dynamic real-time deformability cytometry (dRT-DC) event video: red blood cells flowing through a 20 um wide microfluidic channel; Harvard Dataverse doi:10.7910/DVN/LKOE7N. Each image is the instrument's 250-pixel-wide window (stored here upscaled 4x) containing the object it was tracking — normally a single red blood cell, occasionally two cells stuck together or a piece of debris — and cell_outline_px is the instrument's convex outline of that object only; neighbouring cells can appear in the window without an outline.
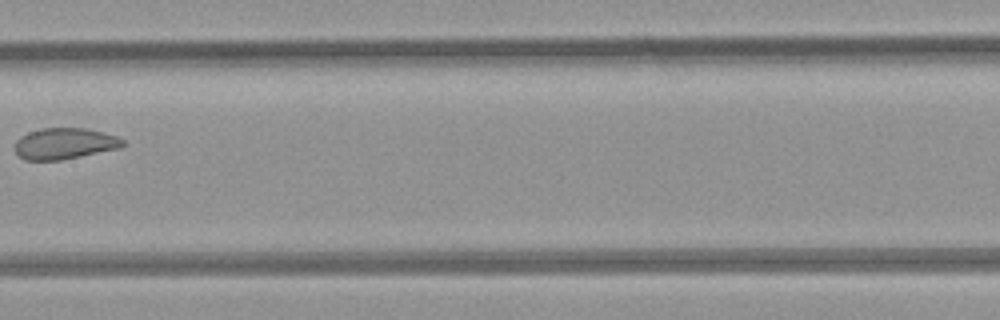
{"species": "common noctule bat (a hibernating species)", "species_latin": "Nyctalus noctula", "temperature_condition": "room temperature", "stored_images_in_passage": 7, "camera_frame_rate_fps": 3000, "um_per_image_px": 0.085, "animal": {"sex": "female", "body_mass_g": 21.9}, "frame": {"image": 1, "passage_image": 6, "time_ms": 7.0, "image_size_px": [1000, 320], "cell_outline_px": [[124, 144], [120, 148], [60, 160], [24, 160], [16, 152], [16, 140], [20, 136], [28, 132], [44, 128], [84, 128], [104, 132], [116, 136], [124, 140]], "centroid_in_image_um": [5.49, 12.2], "position_along_channel_um": 201.9, "area_um2": 19.48}}
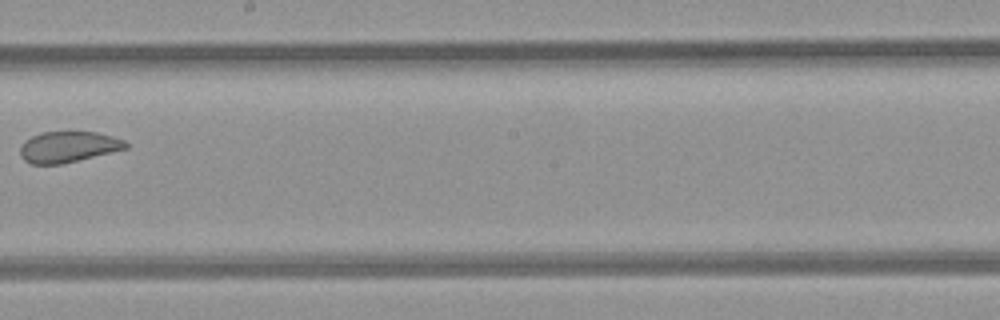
{"frame": {"image": 2, "passage_image": 7, "time_ms": 8.0, "image_size_px": [1000, 320], "cell_outline_px": [[128, 148], [60, 164], [32, 164], [24, 160], [20, 156], [20, 148], [24, 140], [40, 132], [96, 132], [112, 136], [124, 140], [128, 144]], "centroid_in_image_um": [5.77, 12.48], "position_along_channel_um": 242.4, "area_um2": 18.9}}